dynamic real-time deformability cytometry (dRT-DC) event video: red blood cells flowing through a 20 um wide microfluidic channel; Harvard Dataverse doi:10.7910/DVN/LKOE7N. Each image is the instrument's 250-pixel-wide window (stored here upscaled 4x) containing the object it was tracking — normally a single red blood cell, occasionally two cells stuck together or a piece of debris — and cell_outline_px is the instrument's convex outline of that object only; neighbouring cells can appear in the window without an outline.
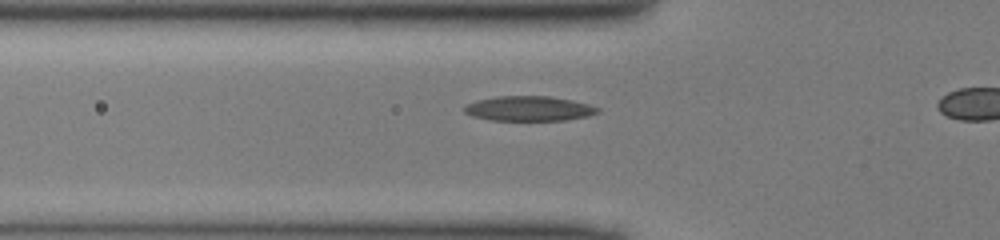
{"species": "common noctule bat (a hibernating species)", "species_latin": "Nyctalus noctula", "temperature_condition": "cold", "stored_images_in_passage": 17, "camera_frame_rate_fps": 3000, "um_per_image_px": 0.085, "animal": {"sex": "male", "body_mass_g": 13.0, "forearm_length_mm": 53.1}, "frame": {"image": 1, "passage_image": 12, "time_ms": 3.667, "image_size_px": [1000, 240], "cell_outline_px": [[600, 112], [588, 116], [564, 120], [488, 120], [472, 116], [464, 112], [464, 104], [476, 100], [496, 96], [548, 96], [572, 100], [588, 104], [600, 108]], "centroid_in_image_um": [44.93, 9.22], "position_along_channel_um": 80.9, "area_um2": 19.42}}
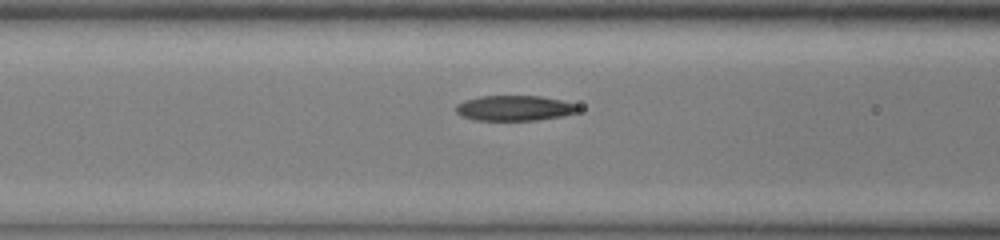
{"frame": {"image": 2, "passage_image": 15, "time_ms": 4.667, "image_size_px": [1000, 240], "cell_outline_px": [[580, 108], [576, 112], [560, 116], [536, 120], [476, 120], [460, 116], [456, 112], [456, 104], [464, 100], [480, 96], [540, 96], [560, 100], [576, 104]], "centroid_in_image_um": [43.68, 9.18], "position_along_channel_um": 122.9, "area_um2": 17.92}}